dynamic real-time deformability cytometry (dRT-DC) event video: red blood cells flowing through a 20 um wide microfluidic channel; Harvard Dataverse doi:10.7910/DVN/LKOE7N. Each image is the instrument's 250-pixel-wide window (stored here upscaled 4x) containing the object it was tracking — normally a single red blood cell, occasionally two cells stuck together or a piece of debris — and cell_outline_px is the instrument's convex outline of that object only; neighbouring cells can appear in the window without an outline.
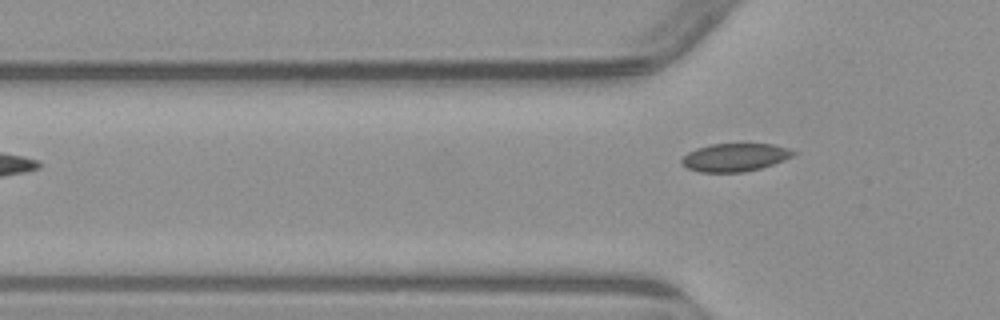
{"species": "common noctule bat (a hibernating species)", "species_latin": "Nyctalus noctula", "temperature_condition": "warm", "stored_images_in_passage": 5, "camera_frame_rate_fps": 3000, "um_per_image_px": 0.085, "animal": {"sex": "male", "body_mass_g": 23.1, "forearm_length_mm": 52.7}, "frame": {"image": 1, "passage_image": 5, "time_ms": 5.0, "image_size_px": [1000, 320], "cell_outline_px": [[800, 152], [784, 160], [760, 168], [744, 172], [700, 172], [688, 168], [680, 164], [680, 160], [688, 152], [696, 148], [712, 144], [772, 144], [788, 148]], "centroid_in_image_um": [62.46, 13.37], "position_along_channel_um": 63.3, "area_um2": 18.26}}